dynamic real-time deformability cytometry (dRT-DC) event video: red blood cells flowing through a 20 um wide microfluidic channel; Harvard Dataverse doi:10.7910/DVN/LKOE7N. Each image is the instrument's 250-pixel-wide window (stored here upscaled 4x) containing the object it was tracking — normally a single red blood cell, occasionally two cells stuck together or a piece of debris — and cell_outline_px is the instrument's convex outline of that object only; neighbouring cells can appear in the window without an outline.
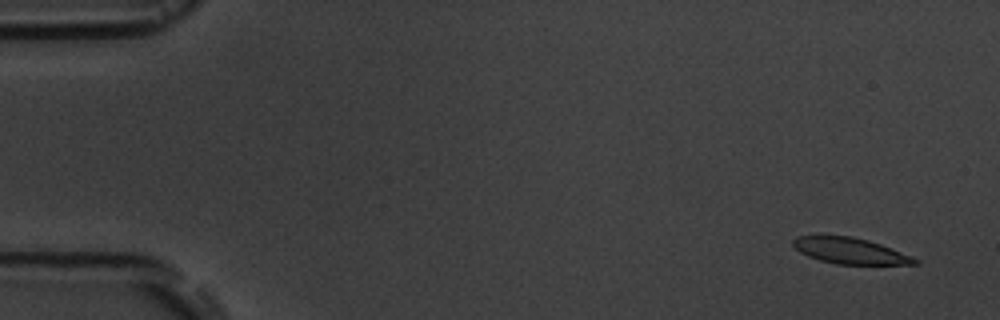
{"species": "common noctule bat (a hibernating species)", "species_latin": "Nyctalus noctula", "temperature_condition": "room temperature", "stored_images_in_passage": 6, "camera_frame_rate_fps": 3000, "um_per_image_px": 0.085, "animal": {"sex": "male", "body_mass_g": 19.5, "forearm_length_mm": 54.6}, "frame": {"image": 1, "passage_image": 1, "time_ms": 0.0, "image_size_px": [1000, 320], "cell_outline_px": [[920, 264], [836, 264], [820, 260], [808, 256], [800, 252], [792, 244], [792, 240], [796, 236], [852, 236], [868, 240], [880, 244], [912, 256], [920, 260]], "centroid_in_image_um": [72.27, 21.32], "position_along_channel_um": 12.7, "area_um2": 18.32}}
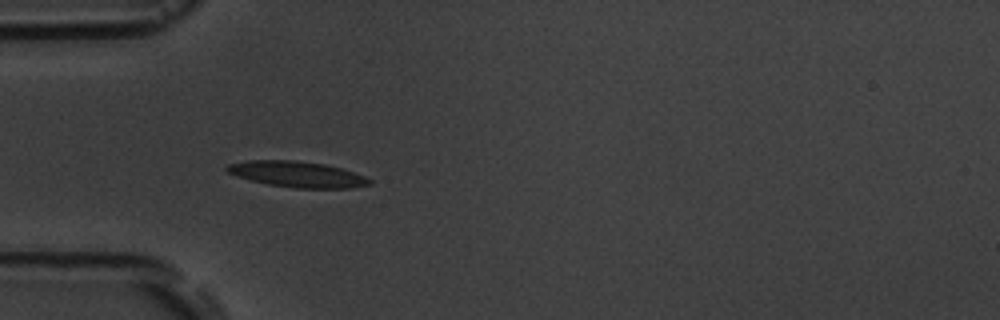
{"frame": {"image": 2, "passage_image": 5, "time_ms": 4.667, "image_size_px": [1000, 320], "cell_outline_px": [[372, 184], [352, 188], [296, 188], [268, 184], [252, 180], [228, 172], [224, 168], [228, 164], [248, 160], [296, 160], [324, 164], [340, 168], [364, 176], [372, 180]], "centroid_in_image_um": [25.28, 14.81], "position_along_channel_um": 59.7, "area_um2": 21.27}}
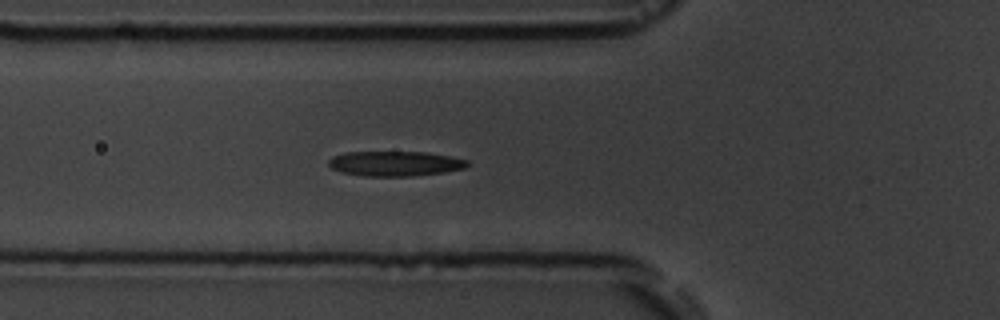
{"frame": {"image": 3, "passage_image": 6, "time_ms": 5.667, "image_size_px": [1000, 320], "cell_outline_px": [[468, 164], [464, 168], [444, 172], [412, 176], [364, 176], [340, 172], [332, 168], [328, 164], [328, 160], [332, 156], [344, 152], [428, 152], [468, 160]], "centroid_in_image_um": [33.54, 13.9], "position_along_channel_um": 92.3, "area_um2": 20.17}}